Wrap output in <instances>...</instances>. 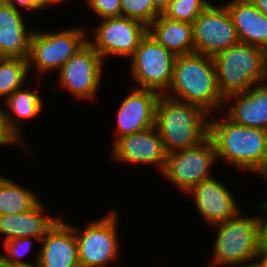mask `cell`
Wrapping results in <instances>:
<instances>
[{
    "label": "cell",
    "mask_w": 267,
    "mask_h": 267,
    "mask_svg": "<svg viewBox=\"0 0 267 267\" xmlns=\"http://www.w3.org/2000/svg\"><path fill=\"white\" fill-rule=\"evenodd\" d=\"M222 118H209V136L218 162L221 159L237 169L257 173L262 179L267 173V131Z\"/></svg>",
    "instance_id": "cell-1"
},
{
    "label": "cell",
    "mask_w": 267,
    "mask_h": 267,
    "mask_svg": "<svg viewBox=\"0 0 267 267\" xmlns=\"http://www.w3.org/2000/svg\"><path fill=\"white\" fill-rule=\"evenodd\" d=\"M172 99L200 106L209 115L221 110L224 98L216 83L213 58L202 54L178 55L168 91Z\"/></svg>",
    "instance_id": "cell-2"
},
{
    "label": "cell",
    "mask_w": 267,
    "mask_h": 267,
    "mask_svg": "<svg viewBox=\"0 0 267 267\" xmlns=\"http://www.w3.org/2000/svg\"><path fill=\"white\" fill-rule=\"evenodd\" d=\"M209 118L200 106L162 94L156 106L154 126L168 154L202 143L209 136Z\"/></svg>",
    "instance_id": "cell-3"
},
{
    "label": "cell",
    "mask_w": 267,
    "mask_h": 267,
    "mask_svg": "<svg viewBox=\"0 0 267 267\" xmlns=\"http://www.w3.org/2000/svg\"><path fill=\"white\" fill-rule=\"evenodd\" d=\"M241 213L210 226L217 233L209 266L245 267L260 261L257 215L244 216Z\"/></svg>",
    "instance_id": "cell-4"
},
{
    "label": "cell",
    "mask_w": 267,
    "mask_h": 267,
    "mask_svg": "<svg viewBox=\"0 0 267 267\" xmlns=\"http://www.w3.org/2000/svg\"><path fill=\"white\" fill-rule=\"evenodd\" d=\"M212 58L217 87L223 98L267 81V51L260 47L239 43Z\"/></svg>",
    "instance_id": "cell-5"
},
{
    "label": "cell",
    "mask_w": 267,
    "mask_h": 267,
    "mask_svg": "<svg viewBox=\"0 0 267 267\" xmlns=\"http://www.w3.org/2000/svg\"><path fill=\"white\" fill-rule=\"evenodd\" d=\"M85 29L77 26L56 32H32L27 57L29 70L34 66L39 78L49 71L58 72L88 42V31Z\"/></svg>",
    "instance_id": "cell-6"
},
{
    "label": "cell",
    "mask_w": 267,
    "mask_h": 267,
    "mask_svg": "<svg viewBox=\"0 0 267 267\" xmlns=\"http://www.w3.org/2000/svg\"><path fill=\"white\" fill-rule=\"evenodd\" d=\"M118 219L117 212L110 211L89 222L83 231L73 225L80 267H108L119 260Z\"/></svg>",
    "instance_id": "cell-7"
},
{
    "label": "cell",
    "mask_w": 267,
    "mask_h": 267,
    "mask_svg": "<svg viewBox=\"0 0 267 267\" xmlns=\"http://www.w3.org/2000/svg\"><path fill=\"white\" fill-rule=\"evenodd\" d=\"M176 57L147 33L130 57L129 76L135 87L165 94L172 81Z\"/></svg>",
    "instance_id": "cell-8"
},
{
    "label": "cell",
    "mask_w": 267,
    "mask_h": 267,
    "mask_svg": "<svg viewBox=\"0 0 267 267\" xmlns=\"http://www.w3.org/2000/svg\"><path fill=\"white\" fill-rule=\"evenodd\" d=\"M217 160L214 142L208 136L202 143L167 154L162 174L183 193L212 176Z\"/></svg>",
    "instance_id": "cell-9"
},
{
    "label": "cell",
    "mask_w": 267,
    "mask_h": 267,
    "mask_svg": "<svg viewBox=\"0 0 267 267\" xmlns=\"http://www.w3.org/2000/svg\"><path fill=\"white\" fill-rule=\"evenodd\" d=\"M104 60L87 42L58 71V87L79 101L96 99L102 83Z\"/></svg>",
    "instance_id": "cell-10"
},
{
    "label": "cell",
    "mask_w": 267,
    "mask_h": 267,
    "mask_svg": "<svg viewBox=\"0 0 267 267\" xmlns=\"http://www.w3.org/2000/svg\"><path fill=\"white\" fill-rule=\"evenodd\" d=\"M209 4L193 22L194 53L213 57L240 43L224 4Z\"/></svg>",
    "instance_id": "cell-11"
},
{
    "label": "cell",
    "mask_w": 267,
    "mask_h": 267,
    "mask_svg": "<svg viewBox=\"0 0 267 267\" xmlns=\"http://www.w3.org/2000/svg\"><path fill=\"white\" fill-rule=\"evenodd\" d=\"M101 20L92 30L94 37L88 35L87 41L104 61L111 55L130 58L147 34V26L135 19L121 16Z\"/></svg>",
    "instance_id": "cell-12"
},
{
    "label": "cell",
    "mask_w": 267,
    "mask_h": 267,
    "mask_svg": "<svg viewBox=\"0 0 267 267\" xmlns=\"http://www.w3.org/2000/svg\"><path fill=\"white\" fill-rule=\"evenodd\" d=\"M115 162L155 165L162 172L167 152L155 126L122 136L112 146Z\"/></svg>",
    "instance_id": "cell-13"
},
{
    "label": "cell",
    "mask_w": 267,
    "mask_h": 267,
    "mask_svg": "<svg viewBox=\"0 0 267 267\" xmlns=\"http://www.w3.org/2000/svg\"><path fill=\"white\" fill-rule=\"evenodd\" d=\"M160 96L157 91L133 87L115 113L117 125L113 143L122 136L153 127Z\"/></svg>",
    "instance_id": "cell-14"
},
{
    "label": "cell",
    "mask_w": 267,
    "mask_h": 267,
    "mask_svg": "<svg viewBox=\"0 0 267 267\" xmlns=\"http://www.w3.org/2000/svg\"><path fill=\"white\" fill-rule=\"evenodd\" d=\"M187 195H192L195 209L210 226L231 219L241 211L227 185L214 177L199 182Z\"/></svg>",
    "instance_id": "cell-15"
},
{
    "label": "cell",
    "mask_w": 267,
    "mask_h": 267,
    "mask_svg": "<svg viewBox=\"0 0 267 267\" xmlns=\"http://www.w3.org/2000/svg\"><path fill=\"white\" fill-rule=\"evenodd\" d=\"M40 267H80L73 224L61 217L39 242Z\"/></svg>",
    "instance_id": "cell-16"
},
{
    "label": "cell",
    "mask_w": 267,
    "mask_h": 267,
    "mask_svg": "<svg viewBox=\"0 0 267 267\" xmlns=\"http://www.w3.org/2000/svg\"><path fill=\"white\" fill-rule=\"evenodd\" d=\"M223 108L227 111L224 116L232 122L267 131V81L226 96Z\"/></svg>",
    "instance_id": "cell-17"
},
{
    "label": "cell",
    "mask_w": 267,
    "mask_h": 267,
    "mask_svg": "<svg viewBox=\"0 0 267 267\" xmlns=\"http://www.w3.org/2000/svg\"><path fill=\"white\" fill-rule=\"evenodd\" d=\"M40 92L37 90H32L31 87H23L15 90L6 100H3V106L0 105V109L3 114V118L6 122V126L9 132L17 139V141L22 145V149L25 147L27 154L29 146L25 143L23 138V121H28L34 119L35 116L43 112L42 96L39 95ZM5 101V102H4Z\"/></svg>",
    "instance_id": "cell-18"
},
{
    "label": "cell",
    "mask_w": 267,
    "mask_h": 267,
    "mask_svg": "<svg viewBox=\"0 0 267 267\" xmlns=\"http://www.w3.org/2000/svg\"><path fill=\"white\" fill-rule=\"evenodd\" d=\"M23 14L0 0V58L27 59L33 31L27 29Z\"/></svg>",
    "instance_id": "cell-19"
},
{
    "label": "cell",
    "mask_w": 267,
    "mask_h": 267,
    "mask_svg": "<svg viewBox=\"0 0 267 267\" xmlns=\"http://www.w3.org/2000/svg\"><path fill=\"white\" fill-rule=\"evenodd\" d=\"M45 206L40 201L29 211L0 216V234H3V242L22 237H34L42 239L44 235L55 225L62 215H49ZM46 213V214H45Z\"/></svg>",
    "instance_id": "cell-20"
},
{
    "label": "cell",
    "mask_w": 267,
    "mask_h": 267,
    "mask_svg": "<svg viewBox=\"0 0 267 267\" xmlns=\"http://www.w3.org/2000/svg\"><path fill=\"white\" fill-rule=\"evenodd\" d=\"M226 6L240 43L267 51V18L249 0H230Z\"/></svg>",
    "instance_id": "cell-21"
},
{
    "label": "cell",
    "mask_w": 267,
    "mask_h": 267,
    "mask_svg": "<svg viewBox=\"0 0 267 267\" xmlns=\"http://www.w3.org/2000/svg\"><path fill=\"white\" fill-rule=\"evenodd\" d=\"M147 33L177 56L194 53L192 24L170 20L160 14L147 26Z\"/></svg>",
    "instance_id": "cell-22"
},
{
    "label": "cell",
    "mask_w": 267,
    "mask_h": 267,
    "mask_svg": "<svg viewBox=\"0 0 267 267\" xmlns=\"http://www.w3.org/2000/svg\"><path fill=\"white\" fill-rule=\"evenodd\" d=\"M36 193L10 178L0 175V216L31 210L39 203Z\"/></svg>",
    "instance_id": "cell-23"
},
{
    "label": "cell",
    "mask_w": 267,
    "mask_h": 267,
    "mask_svg": "<svg viewBox=\"0 0 267 267\" xmlns=\"http://www.w3.org/2000/svg\"><path fill=\"white\" fill-rule=\"evenodd\" d=\"M29 76L27 59L0 58V98L5 100L25 85Z\"/></svg>",
    "instance_id": "cell-24"
},
{
    "label": "cell",
    "mask_w": 267,
    "mask_h": 267,
    "mask_svg": "<svg viewBox=\"0 0 267 267\" xmlns=\"http://www.w3.org/2000/svg\"><path fill=\"white\" fill-rule=\"evenodd\" d=\"M210 3L208 0H171L162 15L170 20L193 24Z\"/></svg>",
    "instance_id": "cell-25"
},
{
    "label": "cell",
    "mask_w": 267,
    "mask_h": 267,
    "mask_svg": "<svg viewBox=\"0 0 267 267\" xmlns=\"http://www.w3.org/2000/svg\"><path fill=\"white\" fill-rule=\"evenodd\" d=\"M34 239L37 242L41 241L40 239L34 237H22L3 242L5 252H0V256L8 265V267H13L16 265H30L38 262L37 252L36 259L33 260L34 262H27L23 259L24 257H26L25 255L31 251L32 245H34V242H32L34 241Z\"/></svg>",
    "instance_id": "cell-26"
},
{
    "label": "cell",
    "mask_w": 267,
    "mask_h": 267,
    "mask_svg": "<svg viewBox=\"0 0 267 267\" xmlns=\"http://www.w3.org/2000/svg\"><path fill=\"white\" fill-rule=\"evenodd\" d=\"M121 16L138 20L148 26L160 13L151 0H121Z\"/></svg>",
    "instance_id": "cell-27"
},
{
    "label": "cell",
    "mask_w": 267,
    "mask_h": 267,
    "mask_svg": "<svg viewBox=\"0 0 267 267\" xmlns=\"http://www.w3.org/2000/svg\"><path fill=\"white\" fill-rule=\"evenodd\" d=\"M121 0H86L88 7L101 19L121 17Z\"/></svg>",
    "instance_id": "cell-28"
},
{
    "label": "cell",
    "mask_w": 267,
    "mask_h": 267,
    "mask_svg": "<svg viewBox=\"0 0 267 267\" xmlns=\"http://www.w3.org/2000/svg\"><path fill=\"white\" fill-rule=\"evenodd\" d=\"M260 211L265 213L264 215H257L259 226V259L267 256V202L265 199L261 202Z\"/></svg>",
    "instance_id": "cell-29"
},
{
    "label": "cell",
    "mask_w": 267,
    "mask_h": 267,
    "mask_svg": "<svg viewBox=\"0 0 267 267\" xmlns=\"http://www.w3.org/2000/svg\"><path fill=\"white\" fill-rule=\"evenodd\" d=\"M10 6L22 10H27V12H32V14L40 13L44 11L43 0H4ZM17 4V5H16ZM19 6V8H18Z\"/></svg>",
    "instance_id": "cell-30"
},
{
    "label": "cell",
    "mask_w": 267,
    "mask_h": 267,
    "mask_svg": "<svg viewBox=\"0 0 267 267\" xmlns=\"http://www.w3.org/2000/svg\"><path fill=\"white\" fill-rule=\"evenodd\" d=\"M19 145L22 146L17 139L9 132L6 122L3 118L2 111L0 109V146L2 145Z\"/></svg>",
    "instance_id": "cell-31"
},
{
    "label": "cell",
    "mask_w": 267,
    "mask_h": 267,
    "mask_svg": "<svg viewBox=\"0 0 267 267\" xmlns=\"http://www.w3.org/2000/svg\"><path fill=\"white\" fill-rule=\"evenodd\" d=\"M154 8L160 13L163 14V12L168 8L169 2L171 0H151Z\"/></svg>",
    "instance_id": "cell-32"
},
{
    "label": "cell",
    "mask_w": 267,
    "mask_h": 267,
    "mask_svg": "<svg viewBox=\"0 0 267 267\" xmlns=\"http://www.w3.org/2000/svg\"><path fill=\"white\" fill-rule=\"evenodd\" d=\"M267 18V0H249Z\"/></svg>",
    "instance_id": "cell-33"
},
{
    "label": "cell",
    "mask_w": 267,
    "mask_h": 267,
    "mask_svg": "<svg viewBox=\"0 0 267 267\" xmlns=\"http://www.w3.org/2000/svg\"><path fill=\"white\" fill-rule=\"evenodd\" d=\"M65 2L67 0H43V7H44V10H47L48 7L52 6V5H55L56 4H62L61 2ZM71 1V0H70ZM52 4V5H51Z\"/></svg>",
    "instance_id": "cell-34"
},
{
    "label": "cell",
    "mask_w": 267,
    "mask_h": 267,
    "mask_svg": "<svg viewBox=\"0 0 267 267\" xmlns=\"http://www.w3.org/2000/svg\"><path fill=\"white\" fill-rule=\"evenodd\" d=\"M13 267H40L38 263L30 264V265H16Z\"/></svg>",
    "instance_id": "cell-35"
},
{
    "label": "cell",
    "mask_w": 267,
    "mask_h": 267,
    "mask_svg": "<svg viewBox=\"0 0 267 267\" xmlns=\"http://www.w3.org/2000/svg\"><path fill=\"white\" fill-rule=\"evenodd\" d=\"M245 267H265L261 261L257 262V263H254V264H251V265H247Z\"/></svg>",
    "instance_id": "cell-36"
},
{
    "label": "cell",
    "mask_w": 267,
    "mask_h": 267,
    "mask_svg": "<svg viewBox=\"0 0 267 267\" xmlns=\"http://www.w3.org/2000/svg\"><path fill=\"white\" fill-rule=\"evenodd\" d=\"M260 261L265 267H267V256H264Z\"/></svg>",
    "instance_id": "cell-37"
},
{
    "label": "cell",
    "mask_w": 267,
    "mask_h": 267,
    "mask_svg": "<svg viewBox=\"0 0 267 267\" xmlns=\"http://www.w3.org/2000/svg\"><path fill=\"white\" fill-rule=\"evenodd\" d=\"M0 267H8V265L3 261L1 256H0Z\"/></svg>",
    "instance_id": "cell-38"
},
{
    "label": "cell",
    "mask_w": 267,
    "mask_h": 267,
    "mask_svg": "<svg viewBox=\"0 0 267 267\" xmlns=\"http://www.w3.org/2000/svg\"><path fill=\"white\" fill-rule=\"evenodd\" d=\"M261 180L267 183V178H262ZM265 201L267 202V199Z\"/></svg>",
    "instance_id": "cell-39"
}]
</instances>
